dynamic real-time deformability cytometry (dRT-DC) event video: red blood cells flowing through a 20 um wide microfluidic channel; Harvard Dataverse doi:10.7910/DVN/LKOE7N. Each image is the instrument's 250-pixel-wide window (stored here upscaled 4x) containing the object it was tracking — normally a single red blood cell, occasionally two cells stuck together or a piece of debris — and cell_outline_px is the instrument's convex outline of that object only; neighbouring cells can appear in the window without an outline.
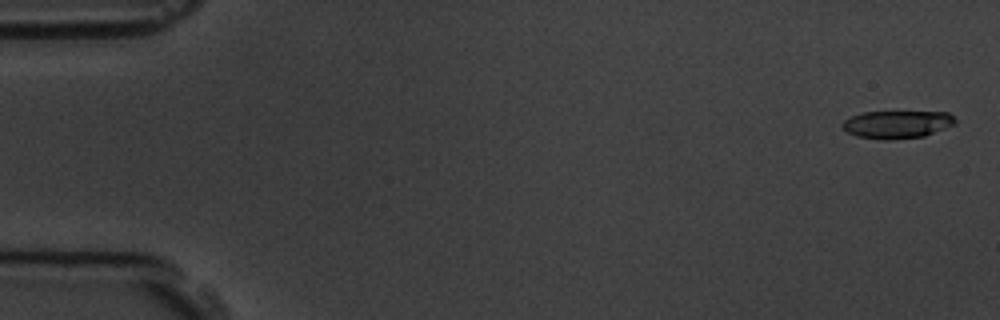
{"species": "common noctule bat (a hibernating species)", "species_latin": "Nyctalus noctula", "temperature_condition": "room temperature", "stored_images_in_passage": 5, "camera_frame_rate_fps": 3000, "um_per_image_px": 0.085, "animal": {"sex": "male", "body_mass_g": 19.5, "forearm_length_mm": 54.6}, "frame": {"image": 1, "passage_image": 1, "time_ms": 0.0, "image_size_px": [1000, 320], "cell_outline_px": [[956, 124], [924, 136], [892, 140], [884, 140], [856, 136], [848, 132], [840, 124], [844, 120], [852, 116], [864, 112], [948, 112], [956, 120]], "centroid_in_image_um": [76.25, 10.58], "position_along_channel_um": 8.7, "area_um2": 18.21}}
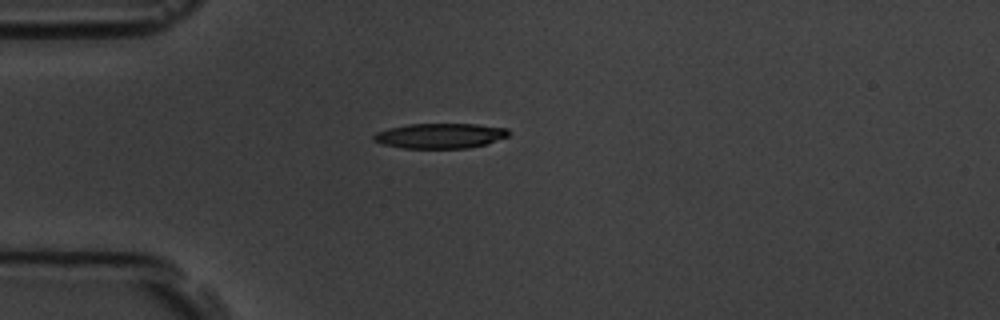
{"frame": {"image": 2, "passage_image": 5, "time_ms": 4.333, "image_size_px": [1000, 320], "cell_outline_px": [[512, 132], [508, 136], [484, 144], [468, 148], [400, 148], [384, 144], [372, 140], [372, 136], [376, 132], [388, 128], [408, 124], [476, 124], [508, 128]], "centroid_in_image_um": [37.4, 11.53], "position_along_channel_um": 47.6, "area_um2": 19.77}}